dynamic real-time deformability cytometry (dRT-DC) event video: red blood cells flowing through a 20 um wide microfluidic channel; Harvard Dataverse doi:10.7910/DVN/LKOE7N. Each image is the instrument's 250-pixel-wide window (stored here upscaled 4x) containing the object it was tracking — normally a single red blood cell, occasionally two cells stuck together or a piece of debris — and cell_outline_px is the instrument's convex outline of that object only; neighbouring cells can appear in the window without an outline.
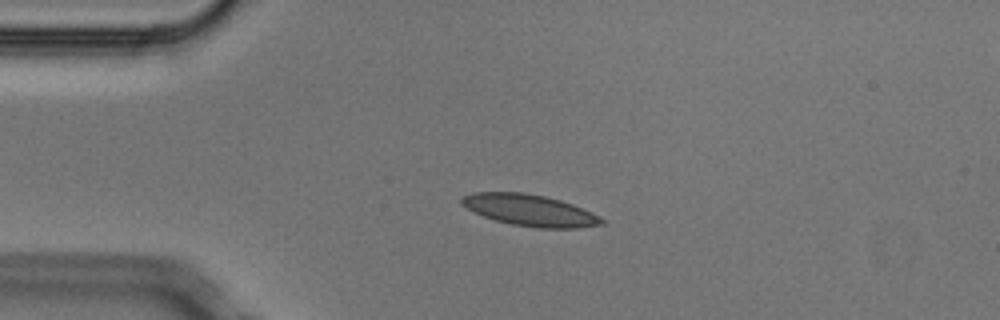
{"species": "Egyptian fruit bat (a non-hibernating species)", "species_latin": "Rousettus aegyptiacus", "temperature_condition": "cold", "stored_images_in_passage": 1, "camera_frame_rate_fps": 3000, "um_per_image_px": 0.085, "animal": {"sex": "male"}, "frame": {"image": 1, "passage_image": 1, "time_ms": 0.0, "image_size_px": [1000, 320], "cell_outline_px": [[604, 224], [576, 228], [536, 228], [512, 224], [496, 220], [484, 216], [460, 204], [460, 200], [464, 196], [472, 192], [524, 192], [544, 196], [560, 200], [572, 204], [600, 216], [604, 220]], "centroid_in_image_um": [45.04, 17.87], "position_along_channel_um": 40.0, "area_um2": 25.49}}